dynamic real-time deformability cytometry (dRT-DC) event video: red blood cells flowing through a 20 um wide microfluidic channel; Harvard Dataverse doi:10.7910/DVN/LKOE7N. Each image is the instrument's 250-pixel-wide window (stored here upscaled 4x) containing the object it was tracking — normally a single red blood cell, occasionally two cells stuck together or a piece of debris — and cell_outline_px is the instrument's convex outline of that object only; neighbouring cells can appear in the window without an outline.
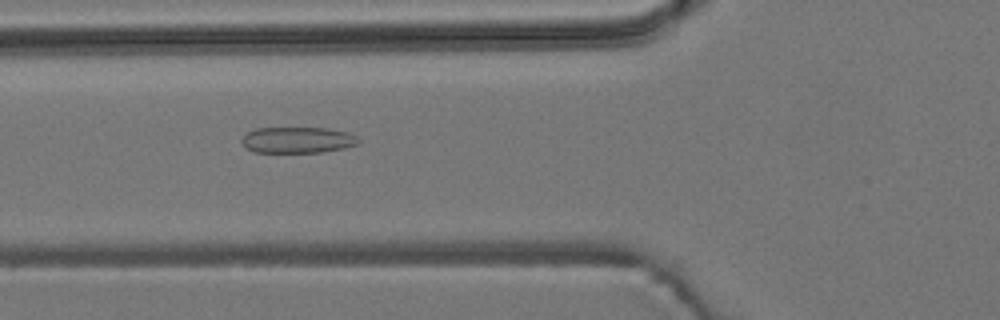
{"species": "common noctule bat (a hibernating species)", "species_latin": "Nyctalus noctula", "temperature_condition": "room temperature", "stored_images_in_passage": 45, "camera_frame_rate_fps": 3000, "um_per_image_px": 0.085, "animal": {"sex": "male", "body_mass_g": 19.2, "forearm_length_mm": 51.8}, "frame": {"image": 1, "passage_image": 11, "time_ms": 3.333, "image_size_px": [1000, 320], "cell_outline_px": [[360, 144], [344, 148], [320, 152], [252, 152], [240, 140], [248, 132], [256, 128], [328, 128], [348, 132], [356, 136], [360, 140]], "centroid_in_image_um": [25.33, 11.89], "position_along_channel_um": 100.5, "area_um2": 17.74}}
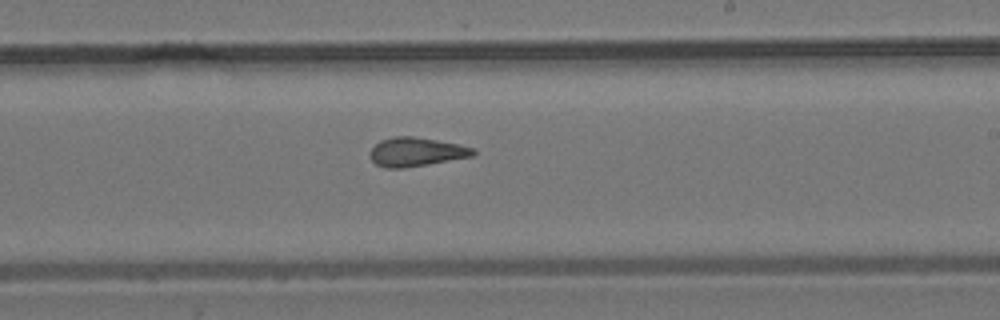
{"frame": {"image": 2, "passage_image": 23, "time_ms": 7.333, "image_size_px": [1000, 320], "cell_outline_px": [[476, 152], [472, 156], [428, 164], [404, 168], [384, 168], [376, 164], [372, 160], [372, 148], [380, 140], [396, 136], [412, 136], [436, 140], [476, 148]], "centroid_in_image_um": [35.38, 12.91], "position_along_channel_um": 253.6, "area_um2": 17.11}}
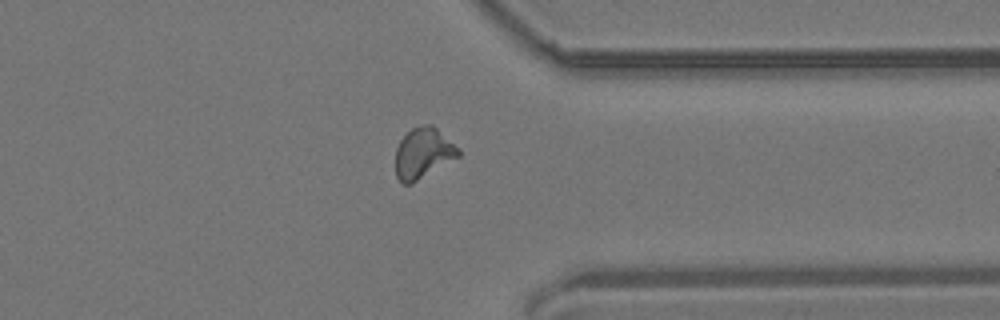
{"frame": {"image": 3, "passage_image": 33, "time_ms": 10.667, "image_size_px": [1000, 320], "cell_outline_px": [[460, 156], [412, 184], [404, 184], [396, 176], [396, 148], [400, 140], [412, 128], [424, 124], [432, 124], [460, 148]], "centroid_in_image_um": [35.99, 13.02], "position_along_channel_um": 375.4, "area_um2": 18.61}, "authors_computed_cell_mechanics": {"area_um2": 17.5134, "velocity_mm_per_s": 3.8161, "shape_relaxation_time_tau1_ms": null, "shape_relaxation_time_tau2_ms": 1.9332, "deformation_change_tau1": null, "deformation_change_tau2": 0.1084}}